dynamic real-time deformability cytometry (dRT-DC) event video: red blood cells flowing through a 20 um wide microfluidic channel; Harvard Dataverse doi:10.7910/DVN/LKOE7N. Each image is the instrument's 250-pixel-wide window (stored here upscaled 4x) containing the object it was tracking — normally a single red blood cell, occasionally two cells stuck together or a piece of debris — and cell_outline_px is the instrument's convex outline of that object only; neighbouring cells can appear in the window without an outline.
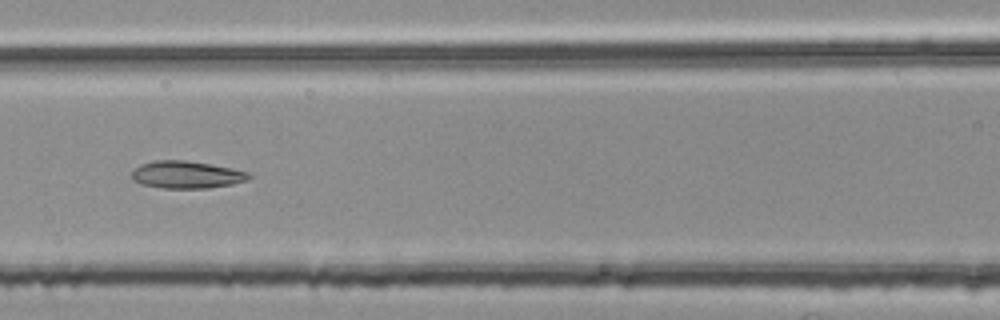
{"species": "common noctule bat (a hibernating species)", "species_latin": "Nyctalus noctula", "temperature_condition": "room temperature", "stored_images_in_passage": 6, "camera_frame_rate_fps": 3000, "um_per_image_px": 0.085, "animal": {"sex": "female", "body_mass_g": 25.1}, "frame": {"image": 1, "passage_image": 6, "time_ms": 1.667, "image_size_px": [1000, 320], "cell_outline_px": [[252, 176], [248, 180], [232, 184], [208, 188], [164, 188], [140, 184], [132, 180], [132, 172], [140, 164], [156, 160], [184, 160], [232, 168], [248, 172]], "centroid_in_image_um": [15.85, 14.85], "position_along_channel_um": 150.7, "area_um2": 18.61}}